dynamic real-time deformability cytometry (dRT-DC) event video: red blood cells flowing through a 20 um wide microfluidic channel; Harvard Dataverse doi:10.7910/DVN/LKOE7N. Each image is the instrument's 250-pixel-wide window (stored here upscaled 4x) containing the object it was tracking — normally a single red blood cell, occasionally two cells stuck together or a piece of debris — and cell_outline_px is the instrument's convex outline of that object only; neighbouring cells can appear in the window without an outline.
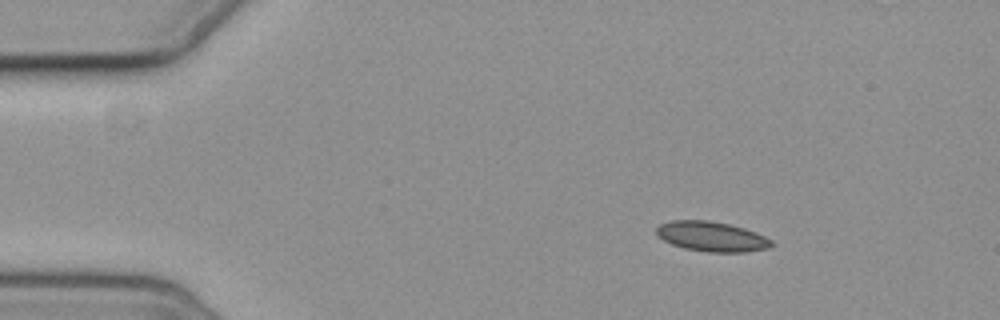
{"species": "common noctule bat (a hibernating species)", "species_latin": "Nyctalus noctula", "temperature_condition": "cold", "stored_images_in_passage": 3, "camera_frame_rate_fps": 3000, "um_per_image_px": 0.085, "animal": {"sex": "female", "body_mass_g": 19.3, "forearm_length_mm": 54.1}, "frame": {"image": 1, "passage_image": 1, "time_ms": 0.0, "image_size_px": [1000, 320], "cell_outline_px": [[776, 244], [768, 248], [744, 252], [708, 252], [684, 248], [672, 244], [656, 236], [656, 228], [660, 224], [672, 220], [708, 220], [728, 224], [744, 228], [756, 232], [772, 240]], "centroid_in_image_um": [60.49, 20.1], "position_along_channel_um": 24.5, "area_um2": 20.11}}